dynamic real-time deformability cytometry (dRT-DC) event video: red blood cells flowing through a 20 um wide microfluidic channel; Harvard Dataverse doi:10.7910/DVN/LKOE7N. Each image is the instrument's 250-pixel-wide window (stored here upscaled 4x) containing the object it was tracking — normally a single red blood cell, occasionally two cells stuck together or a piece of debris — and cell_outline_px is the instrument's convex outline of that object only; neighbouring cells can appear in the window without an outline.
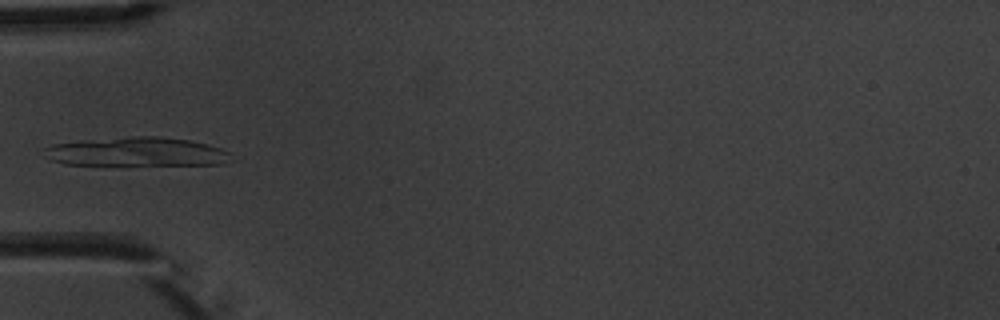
{"species": "common noctule bat (a hibernating species)", "species_latin": "Nyctalus noctula", "temperature_condition": "warm", "stored_images_in_passage": 6, "camera_frame_rate_fps": 3000, "um_per_image_px": 0.085, "animal": {"sex": "male", "body_mass_g": 20.1, "forearm_length_mm": 53.5}, "frame": {"image": 1, "passage_image": 5, "time_ms": 4.667, "image_size_px": [1000, 320], "cell_outline_px": [[228, 152], [224, 164], [64, 164], [52, 160], [44, 156], [44, 148], [52, 144], [80, 140], [132, 136], [156, 136], [188, 140], [208, 144], [220, 148]], "centroid_in_image_um": [11.51, 12.88], "position_along_channel_um": 73.5, "area_um2": 30.98}}